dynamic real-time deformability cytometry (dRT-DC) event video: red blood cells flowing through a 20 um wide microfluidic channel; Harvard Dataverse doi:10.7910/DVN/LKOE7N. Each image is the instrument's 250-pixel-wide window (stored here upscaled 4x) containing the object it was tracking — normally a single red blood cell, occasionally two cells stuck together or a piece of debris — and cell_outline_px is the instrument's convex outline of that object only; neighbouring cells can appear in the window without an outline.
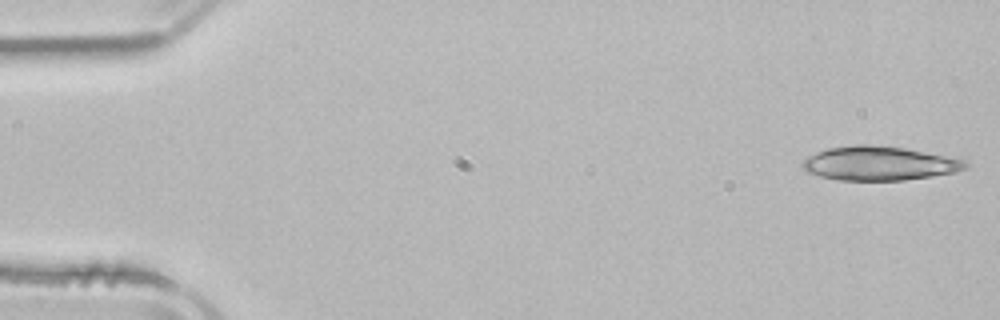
{"species": "common noctule bat (a hibernating species)", "species_latin": "Nyctalus noctula", "temperature_condition": "room temperature", "stored_images_in_passage": 4, "camera_frame_rate_fps": 3000, "um_per_image_px": 0.085, "animal": {"sex": "male", "body_mass_g": 21.5, "forearm_length_mm": 52.0}, "frame": {"image": 1, "passage_image": 1, "time_ms": 0.0, "image_size_px": [1000, 320], "cell_outline_px": [[968, 168], [956, 172], [932, 176], [904, 180], [836, 180], [820, 176], [808, 172], [800, 164], [808, 156], [816, 152], [828, 148], [852, 144], [868, 144], [904, 148], [968, 160]], "centroid_in_image_um": [74.75, 13.88], "position_along_channel_um": 10.3, "area_um2": 32.43}}